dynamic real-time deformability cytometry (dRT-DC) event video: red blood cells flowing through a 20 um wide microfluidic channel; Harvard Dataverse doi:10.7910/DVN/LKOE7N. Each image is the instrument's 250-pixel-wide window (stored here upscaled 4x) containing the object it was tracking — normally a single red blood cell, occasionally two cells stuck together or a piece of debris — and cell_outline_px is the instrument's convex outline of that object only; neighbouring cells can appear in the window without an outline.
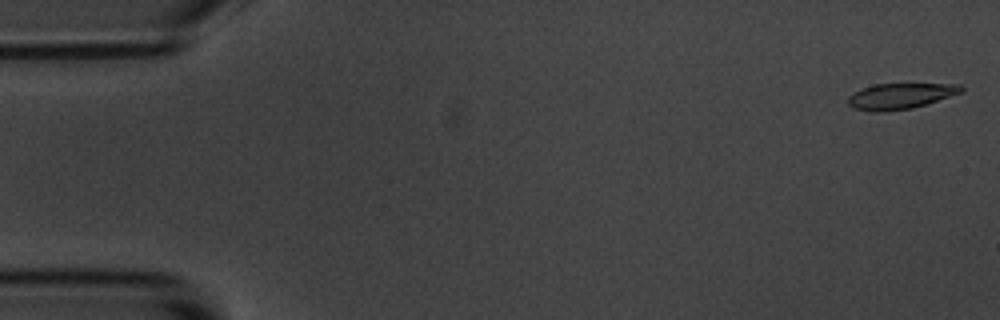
{"species": "common noctule bat (a hibernating species)", "species_latin": "Nyctalus noctula", "temperature_condition": "room temperature", "stored_images_in_passage": 30, "camera_frame_rate_fps": 3000, "um_per_image_px": 0.085, "animal": {"sex": "male", "body_mass_g": 20.1, "forearm_length_mm": 53.5}, "frame": {"image": 1, "passage_image": 1, "time_ms": 0.0, "image_size_px": [1000, 320], "cell_outline_px": [[964, 92], [912, 108], [884, 112], [876, 112], [852, 108], [848, 104], [848, 96], [852, 92], [860, 88], [872, 84], [960, 84], [964, 88]], "centroid_in_image_um": [76.49, 8.16], "position_along_channel_um": 8.5, "area_um2": 17.17}}
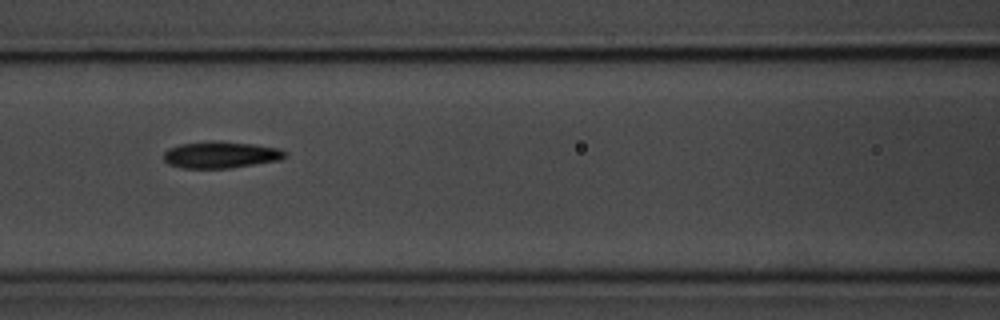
{"frame": {"image": 2, "passage_image": 23, "time_ms": 7.333, "image_size_px": [1000, 320], "cell_outline_px": [[288, 156], [280, 160], [232, 168], [184, 168], [168, 164], [164, 160], [164, 152], [168, 148], [180, 144], [212, 140], [216, 140], [252, 144], [280, 148]], "centroid_in_image_um": [18.76, 13.15], "position_along_channel_um": 147.8, "area_um2": 19.02}}
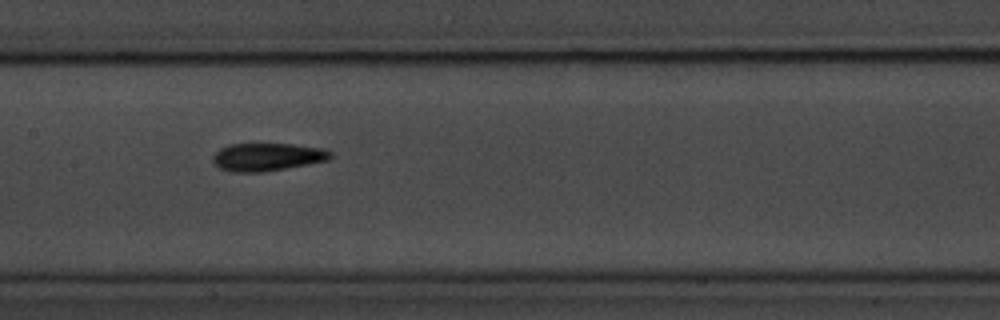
{"frame": {"image": 3, "passage_image": 26, "time_ms": 8.333, "image_size_px": [1000, 320], "cell_outline_px": [[332, 156], [328, 160], [308, 164], [264, 172], [232, 172], [220, 168], [212, 160], [212, 156], [220, 148], [228, 144], [292, 144], [324, 148], [332, 152]], "centroid_in_image_um": [22.72, 13.34], "position_along_channel_um": 184.7, "area_um2": 19.13}}